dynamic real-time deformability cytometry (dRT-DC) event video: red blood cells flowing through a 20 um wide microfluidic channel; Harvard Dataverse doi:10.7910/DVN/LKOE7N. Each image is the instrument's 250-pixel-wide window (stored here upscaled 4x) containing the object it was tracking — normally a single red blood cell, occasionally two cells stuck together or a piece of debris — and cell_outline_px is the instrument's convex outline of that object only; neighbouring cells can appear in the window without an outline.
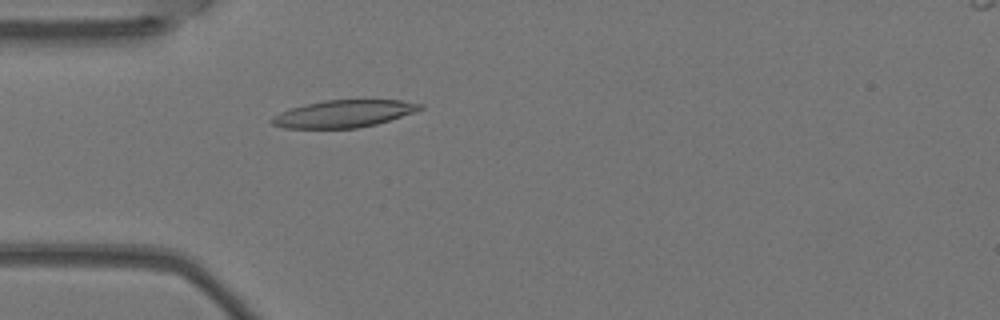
{"species": "Egyptian fruit bat (a non-hibernating species)", "species_latin": "Rousettus aegyptiacus", "temperature_condition": "warm", "stored_images_in_passage": 2, "camera_frame_rate_fps": 3000, "um_per_image_px": 0.085, "animal": {"sex": "female"}, "frame": {"image": 1, "passage_image": 2, "time_ms": 0.333, "image_size_px": [1000, 320], "cell_outline_px": [[424, 108], [416, 112], [376, 124], [356, 128], [284, 128], [272, 124], [268, 120], [272, 116], [280, 112], [304, 104], [324, 100], [400, 100], [424, 104]], "centroid_in_image_um": [29.21, 9.66], "position_along_channel_um": 55.8, "area_um2": 23.64}}